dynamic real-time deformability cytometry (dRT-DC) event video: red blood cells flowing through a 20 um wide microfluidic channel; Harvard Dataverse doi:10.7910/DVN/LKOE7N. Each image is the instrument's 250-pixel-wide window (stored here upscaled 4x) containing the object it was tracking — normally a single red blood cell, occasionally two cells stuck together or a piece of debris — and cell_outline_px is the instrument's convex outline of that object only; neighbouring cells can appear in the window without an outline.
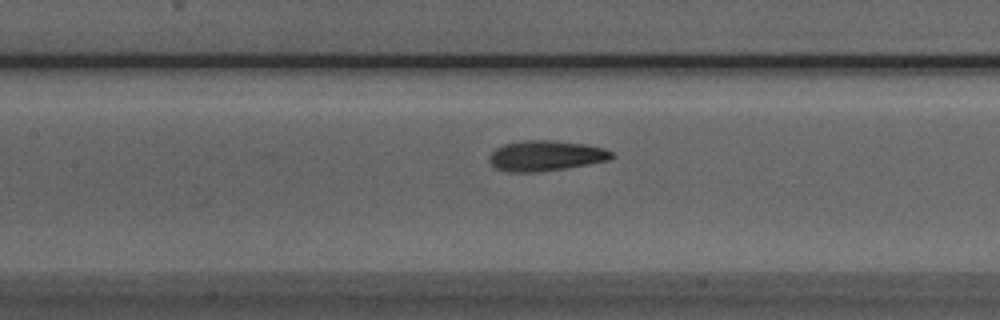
{"species": "Egyptian fruit bat (a non-hibernating species)", "species_latin": "Rousettus aegyptiacus", "temperature_condition": "room temperature", "stored_images_in_passage": 32, "camera_frame_rate_fps": 3000, "um_per_image_px": 0.085, "animal": {"sex": "male"}, "frame": {"image": 1, "passage_image": 9, "time_ms": 2.667, "image_size_px": [1000, 320], "cell_outline_px": [[616, 156], [608, 160], [588, 164], [564, 168], [536, 172], [504, 172], [496, 168], [488, 160], [488, 156], [496, 148], [504, 144], [524, 140], [552, 140], [584, 144], [604, 148], [612, 152]], "centroid_in_image_um": [46.36, 13.24], "position_along_channel_um": 161.0, "area_um2": 21.68}}
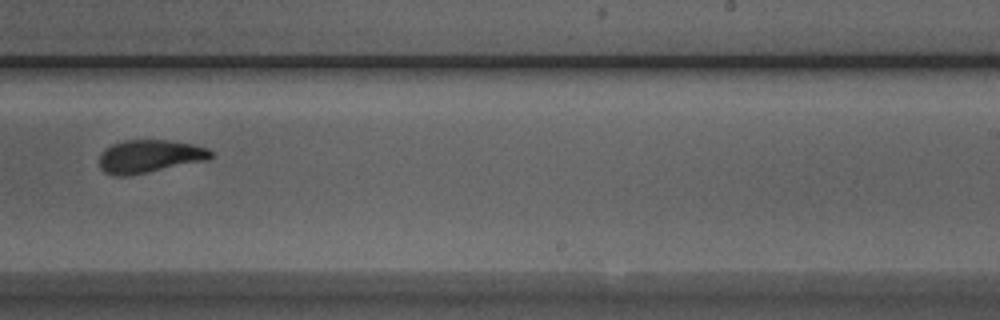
{"frame": {"image": 2, "passage_image": 18, "time_ms": 5.667, "image_size_px": [1000, 320], "cell_outline_px": [[212, 156], [208, 160], [128, 176], [112, 176], [104, 172], [100, 168], [100, 152], [104, 148], [112, 144], [124, 140], [168, 140], [192, 144], [208, 148], [212, 152]], "centroid_in_image_um": [12.68, 13.29], "position_along_channel_um": 276.3, "area_um2": 21.56}}
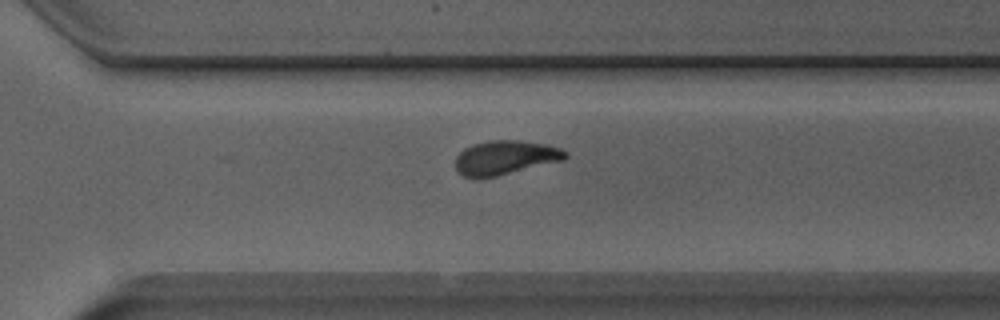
{"frame": {"image": 3, "passage_image": 22, "time_ms": 7.0, "image_size_px": [1000, 320], "cell_outline_px": [[568, 156], [564, 160], [496, 176], [464, 176], [456, 168], [456, 156], [464, 148], [472, 144], [492, 140], [520, 140], [544, 144], [560, 148], [568, 152]], "centroid_in_image_um": [42.98, 13.37], "position_along_channel_um": 327.6, "area_um2": 21.5}, "authors_computed_cell_mechanics": {"area_um2": 21.7617, "velocity_mm_per_s": 3.854, "shape_relaxation_time_tau1_ms": 5.4457, "shape_relaxation_time_tau2_ms": 1.8203, "deformation_change_tau1": 0.1684, "deformation_change_tau2": 0.0877}}